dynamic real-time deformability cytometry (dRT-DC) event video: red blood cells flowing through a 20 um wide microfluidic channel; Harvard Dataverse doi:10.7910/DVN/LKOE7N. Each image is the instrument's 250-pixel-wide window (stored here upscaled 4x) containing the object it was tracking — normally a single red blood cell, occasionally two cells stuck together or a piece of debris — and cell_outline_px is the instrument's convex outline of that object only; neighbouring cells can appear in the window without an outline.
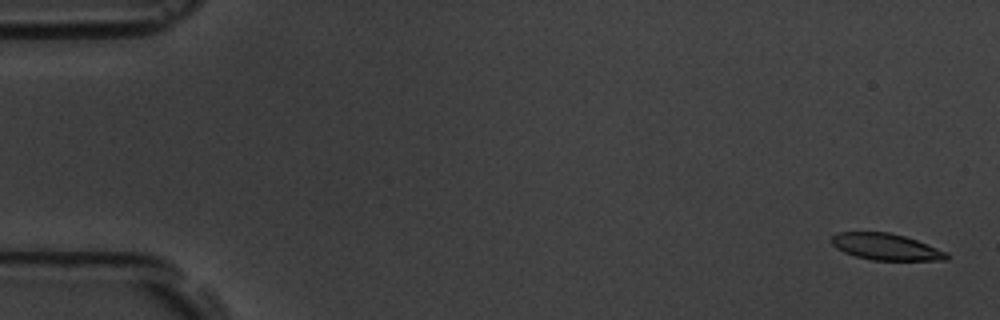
{"species": "common noctule bat (a hibernating species)", "species_latin": "Nyctalus noctula", "temperature_condition": "room temperature", "stored_images_in_passage": 56, "camera_frame_rate_fps": 3000, "um_per_image_px": 0.085, "animal": {"sex": "male", "body_mass_g": 19.5, "forearm_length_mm": 54.6}, "frame": {"image": 1, "passage_image": 2, "time_ms": 0.333, "image_size_px": [1000, 320], "cell_outline_px": [[948, 260], [872, 260], [856, 256], [844, 252], [836, 248], [832, 244], [832, 236], [836, 232], [888, 232], [904, 236], [916, 240], [948, 252]], "centroid_in_image_um": [75.3, 20.98], "position_along_channel_um": 9.7, "area_um2": 17.69}}
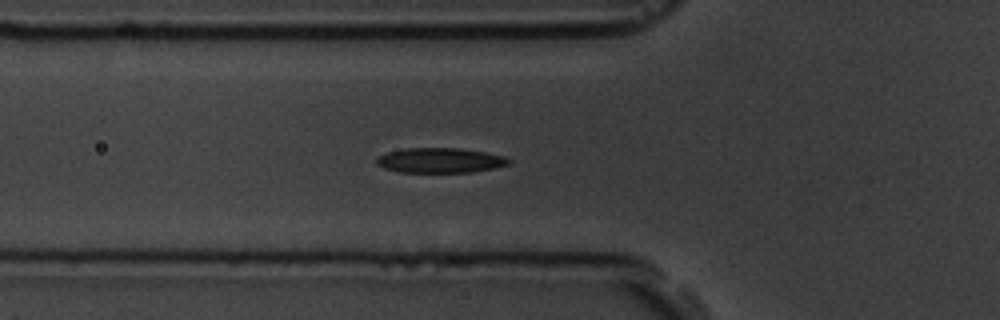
{"frame": {"image": 2, "passage_image": 20, "time_ms": 6.333, "image_size_px": [1000, 320], "cell_outline_px": [[512, 160], [508, 164], [492, 168], [472, 172], [400, 172], [384, 168], [376, 164], [376, 156], [388, 152], [404, 148], [460, 148], [484, 152], [504, 156]], "centroid_in_image_um": [37.37, 13.63], "position_along_channel_um": 88.4, "area_um2": 19.19}}
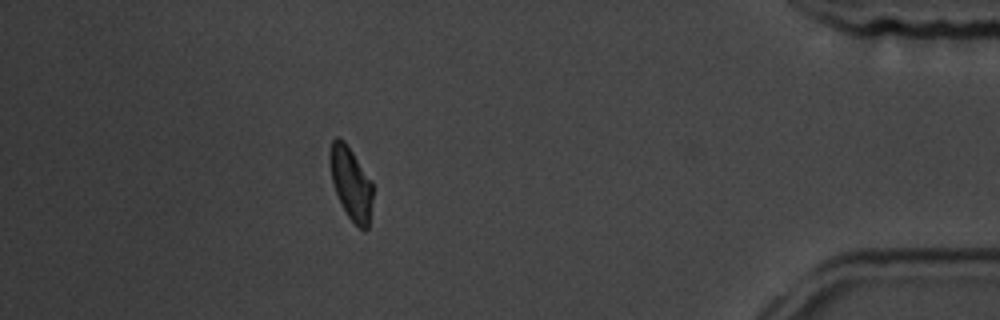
{"frame": {"image": 3, "passage_image": 50, "time_ms": 16.333, "image_size_px": [1000, 320], "cell_outline_px": [[372, 200], [368, 228], [364, 232], [348, 216], [336, 192], [332, 180], [328, 160], [328, 152], [332, 140], [336, 136], [344, 140], [372, 180]], "centroid_in_image_um": [29.82, 15.53], "position_along_channel_um": 405.4, "area_um2": 18.15}, "authors_computed_cell_mechanics": {"area_um2": 18.9006, "velocity_mm_per_s": 3.6502, "shape_relaxation_time_tau1_ms": 3.053, "shape_relaxation_time_tau2_ms": 3.9818, "deformation_change_tau1": 0.1131, "deformation_change_tau2": 0.0804}}